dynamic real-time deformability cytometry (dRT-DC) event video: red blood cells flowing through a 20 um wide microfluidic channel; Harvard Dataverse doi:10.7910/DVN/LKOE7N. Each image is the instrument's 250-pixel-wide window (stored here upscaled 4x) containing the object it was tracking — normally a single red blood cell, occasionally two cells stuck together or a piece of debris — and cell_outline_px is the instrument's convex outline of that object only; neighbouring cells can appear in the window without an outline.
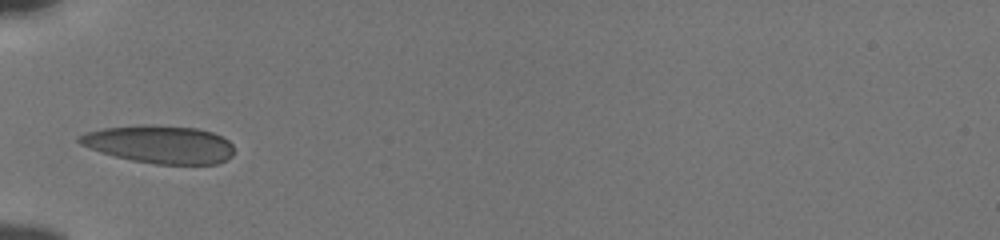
{"species": "human", "species_latin": "Homo sapiens", "temperature_condition": "cold", "stored_images_in_passage": 35, "camera_frame_rate_fps": 3000, "um_per_image_px": 0.085, "donor": {"sex": "male"}, "frame": {"image": 1, "passage_image": 1, "time_ms": 0.0, "image_size_px": [1000, 240], "cell_outline_px": [[232, 156], [228, 160], [216, 164], [156, 164], [132, 160], [100, 152], [80, 144], [76, 140], [76, 136], [84, 132], [104, 128], [144, 124], [152, 124], [196, 128], [212, 132], [228, 140], [232, 144]], "centroid_in_image_um": [13.55, 12.26], "position_along_channel_um": 71.5, "area_um2": 34.33}}
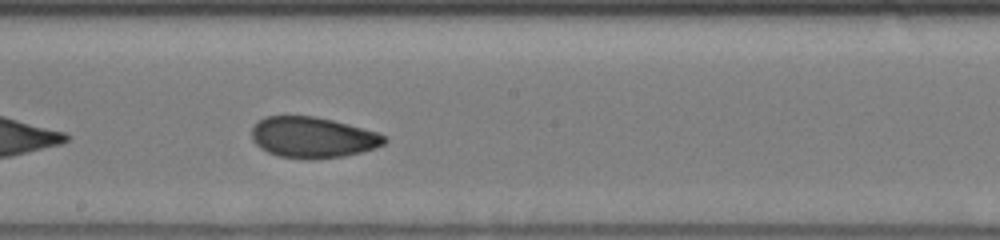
{"frame": {"image": 2, "passage_image": 13, "time_ms": 4.0, "image_size_px": [1000, 240], "cell_outline_px": [[388, 140], [384, 144], [376, 148], [344, 156], [308, 160], [280, 156], [268, 152], [260, 148], [252, 140], [252, 128], [264, 116], [316, 116], [348, 124], [376, 132], [384, 136]], "centroid_in_image_um": [26.57, 11.68], "position_along_channel_um": 221.6, "area_um2": 31.56}}
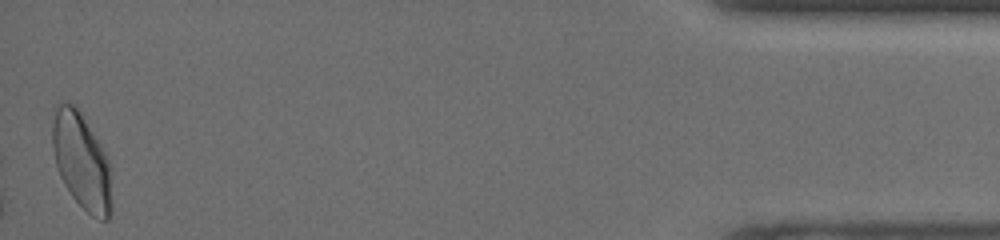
{"frame": {"image": 3, "passage_image": 35, "time_ms": 11.333, "image_size_px": [1000, 240], "cell_outline_px": [[112, 212], [108, 220], [100, 220], [92, 216], [72, 196], [64, 184], [60, 176], [56, 164], [52, 144], [52, 108], [56, 104], [76, 104], [80, 108], [108, 156], [112, 164]], "centroid_in_image_um": [6.98, 13.67], "position_along_channel_um": 428.2, "area_um2": 34.39}, "authors_computed_cell_mechanics": {"area_um2": 31.3276, "velocity_mm_per_s": 3.8279, "shape_relaxation_time_tau1_ms": 4.2571, "shape_relaxation_time_tau2_ms": 1.3182, "deformation_change_tau1": 0.1133, "deformation_change_tau2": 0.0606}}